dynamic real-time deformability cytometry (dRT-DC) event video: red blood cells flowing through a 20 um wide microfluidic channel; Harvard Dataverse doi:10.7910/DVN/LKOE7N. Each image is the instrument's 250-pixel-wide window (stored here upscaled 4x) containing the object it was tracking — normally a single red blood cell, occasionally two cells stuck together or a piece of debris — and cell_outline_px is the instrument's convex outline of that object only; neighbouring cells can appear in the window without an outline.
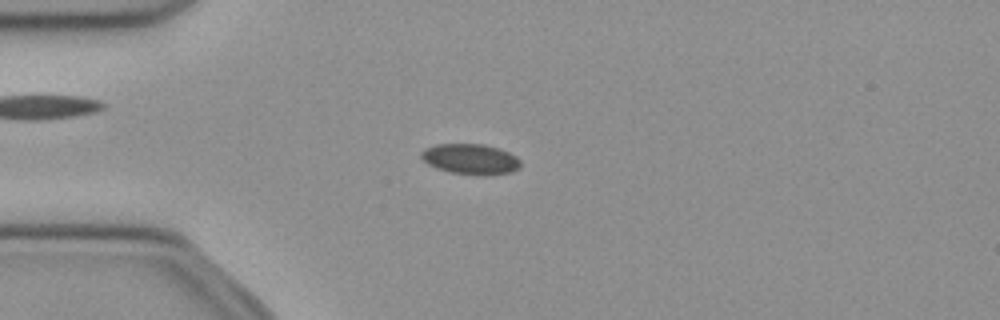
{"species": "common noctule bat (a hibernating species)", "species_latin": "Nyctalus noctula", "temperature_condition": "cold", "stored_images_in_passage": 51, "camera_frame_rate_fps": 3000, "um_per_image_px": 0.085, "animal": {"sex": "female", "body_mass_g": 21.9}, "frame": {"image": 1, "passage_image": 13, "time_ms": 4.0, "image_size_px": [1000, 320], "cell_outline_px": [[520, 168], [512, 172], [484, 176], [480, 176], [452, 172], [436, 168], [428, 164], [420, 156], [420, 152], [424, 148], [436, 144], [484, 144], [500, 148], [516, 156], [520, 160]], "centroid_in_image_um": [40.01, 13.52], "position_along_channel_um": 45.0, "area_um2": 17.86}}
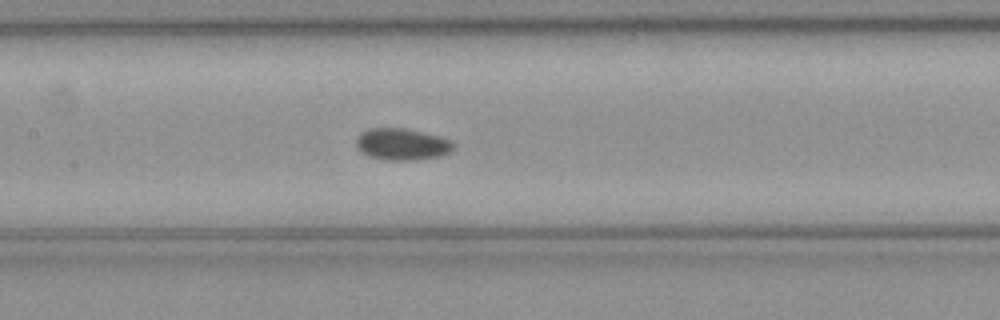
{"frame": {"image": 2, "passage_image": 24, "time_ms": 7.667, "image_size_px": [1000, 320], "cell_outline_px": [[452, 148], [448, 152], [440, 156], [416, 160], [384, 160], [368, 156], [360, 152], [356, 148], [356, 140], [360, 132], [368, 128], [404, 128], [440, 136], [452, 140]], "centroid_in_image_um": [34.11, 12.26], "position_along_channel_um": 173.3, "area_um2": 18.09}}
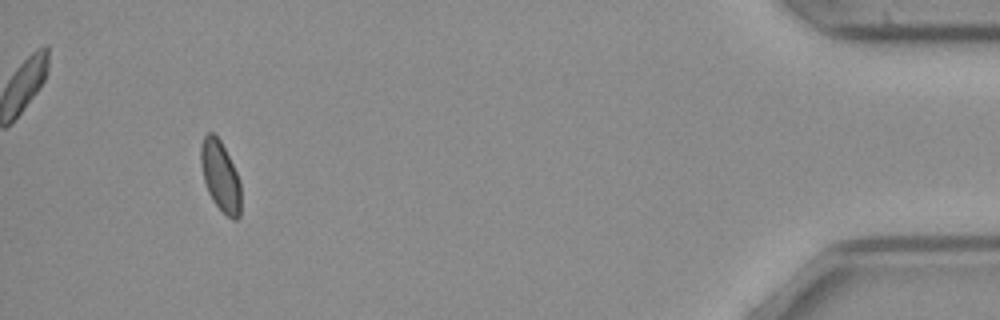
{"frame": {"image": 3, "passage_image": 48, "time_ms": 15.667, "image_size_px": [1000, 320], "cell_outline_px": [[240, 216], [236, 220], [232, 220], [212, 200], [208, 192], [204, 180], [200, 164], [200, 148], [204, 136], [208, 132], [212, 132], [220, 140], [236, 172], [240, 184]], "centroid_in_image_um": [18.71, 14.97], "position_along_channel_um": 416.5, "area_um2": 16.18}, "authors_computed_cell_mechanics": {"area_um2": 17.1666, "velocity_mm_per_s": 3.9622, "shape_relaxation_time_tau1_ms": null, "shape_relaxation_time_tau2_ms": 3.0605, "deformation_change_tau1": null, "deformation_change_tau2": 0.0483}}